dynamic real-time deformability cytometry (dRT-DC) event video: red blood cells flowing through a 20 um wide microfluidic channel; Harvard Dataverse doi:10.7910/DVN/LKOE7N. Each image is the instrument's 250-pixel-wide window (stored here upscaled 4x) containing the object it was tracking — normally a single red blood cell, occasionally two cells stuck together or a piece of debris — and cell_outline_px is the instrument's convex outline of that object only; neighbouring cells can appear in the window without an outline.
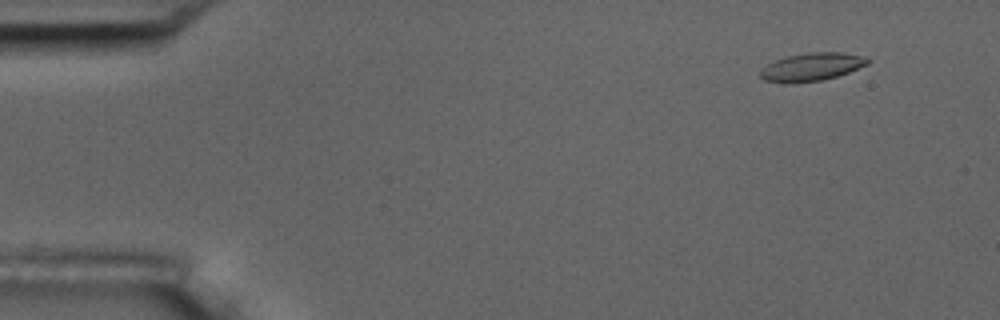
{"species": "common noctule bat (a hibernating species)", "species_latin": "Nyctalus noctula", "temperature_condition": "room temperature", "stored_images_in_passage": 4, "camera_frame_rate_fps": 3000, "um_per_image_px": 0.085, "animal": {"sex": "male", "body_mass_g": 17.5, "forearm_length_mm": 52.3}, "frame": {"image": 1, "passage_image": 1, "time_ms": 0.0, "image_size_px": [1000, 320], "cell_outline_px": [[872, 60], [868, 64], [848, 72], [824, 80], [792, 84], [764, 80], [760, 76], [760, 68], [776, 60], [788, 56], [808, 52], [840, 52], [860, 56]], "centroid_in_image_um": [68.97, 5.7], "position_along_channel_um": 16.0, "area_um2": 17.51}}
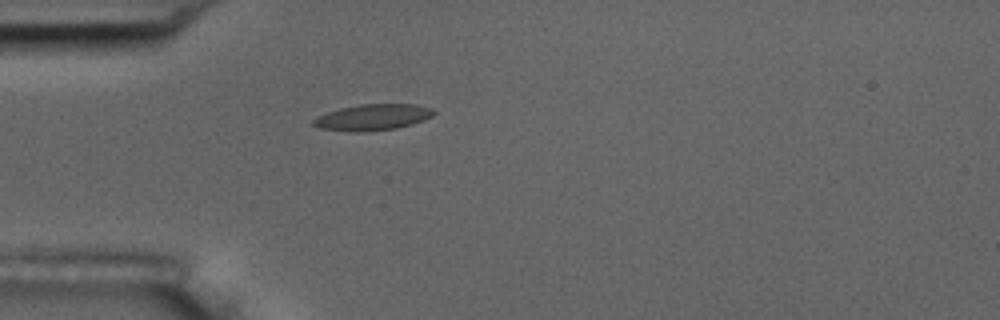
{"frame": {"image": 2, "passage_image": 4, "time_ms": 3.667, "image_size_px": [1000, 320], "cell_outline_px": [[436, 112], [432, 116], [424, 120], [412, 124], [396, 128], [360, 132], [352, 132], [320, 128], [312, 124], [312, 120], [316, 116], [340, 108], [360, 104], [416, 104], [432, 108]], "centroid_in_image_um": [31.68, 9.96], "position_along_channel_um": 53.3, "area_um2": 18.38}}